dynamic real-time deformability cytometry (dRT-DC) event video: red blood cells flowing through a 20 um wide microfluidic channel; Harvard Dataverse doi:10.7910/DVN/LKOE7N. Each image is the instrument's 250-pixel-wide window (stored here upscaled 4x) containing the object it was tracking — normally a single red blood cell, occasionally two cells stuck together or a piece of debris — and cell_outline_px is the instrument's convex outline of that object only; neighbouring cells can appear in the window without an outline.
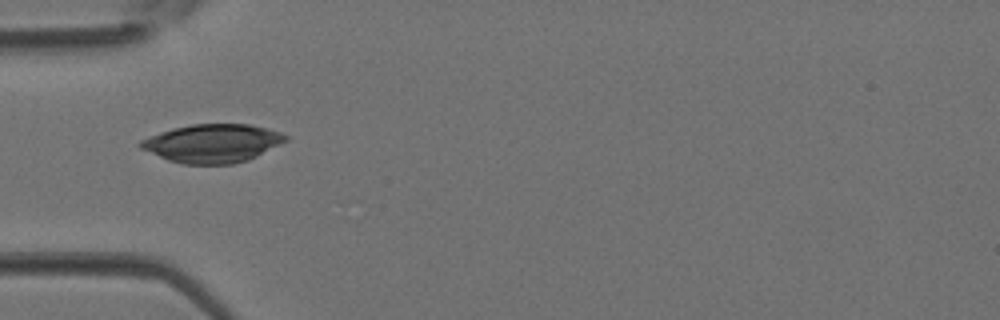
{"species": "Egyptian fruit bat (a non-hibernating species)", "species_latin": "Rousettus aegyptiacus", "temperature_condition": "room temperature", "stored_images_in_passage": 2, "camera_frame_rate_fps": 3000, "um_per_image_px": 0.085, "animal": {"sex": "female"}, "frame": {"image": 1, "passage_image": 1, "time_ms": 0.0, "image_size_px": [1000, 320], "cell_outline_px": [[292, 136], [288, 140], [248, 160], [232, 164], [184, 164], [168, 160], [140, 148], [136, 144], [140, 140], [160, 132], [172, 128], [192, 124], [248, 124], [268, 128]], "centroid_in_image_um": [18.07, 12.17], "position_along_channel_um": 66.9, "area_um2": 32.54}}
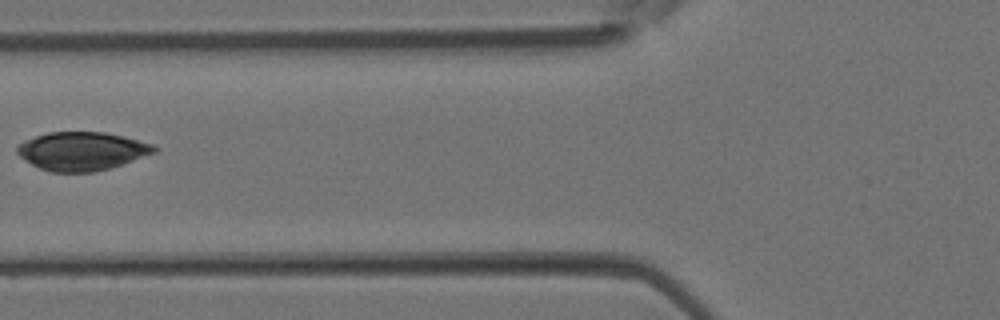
{"frame": {"image": 2, "passage_image": 2, "time_ms": 0.333, "image_size_px": [1000, 320], "cell_outline_px": [[160, 148], [156, 152], [108, 168], [92, 172], [52, 172], [40, 168], [32, 164], [20, 156], [16, 152], [16, 148], [24, 140], [48, 132], [104, 132], [124, 136], [152, 144]], "centroid_in_image_um": [6.95, 12.83], "position_along_channel_um": 118.8, "area_um2": 30.4}}